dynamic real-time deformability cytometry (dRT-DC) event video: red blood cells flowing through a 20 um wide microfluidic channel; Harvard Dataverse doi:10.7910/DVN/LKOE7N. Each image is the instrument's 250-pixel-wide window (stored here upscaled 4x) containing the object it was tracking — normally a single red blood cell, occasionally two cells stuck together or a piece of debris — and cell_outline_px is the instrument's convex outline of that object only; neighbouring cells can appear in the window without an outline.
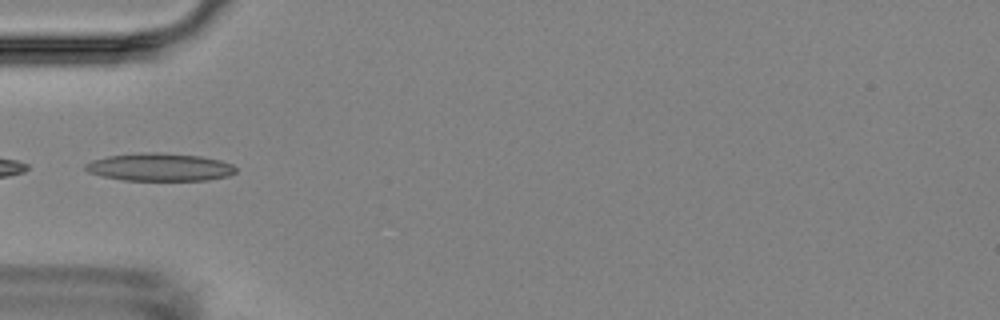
{"species": "Egyptian fruit bat (a non-hibernating species)", "species_latin": "Rousettus aegyptiacus", "temperature_condition": "room temperature", "stored_images_in_passage": 6, "camera_frame_rate_fps": 3000, "um_per_image_px": 0.085, "animal": {"sex": "female"}, "frame": {"image": 1, "passage_image": 4, "time_ms": 5.0, "image_size_px": [1000, 320], "cell_outline_px": [[236, 172], [228, 176], [208, 180], [124, 180], [104, 176], [88, 172], [84, 168], [84, 164], [92, 160], [108, 156], [140, 152], [160, 152], [200, 156], [220, 160], [232, 164], [236, 168]], "centroid_in_image_um": [13.58, 14.2], "position_along_channel_um": 71.4, "area_um2": 24.39}}
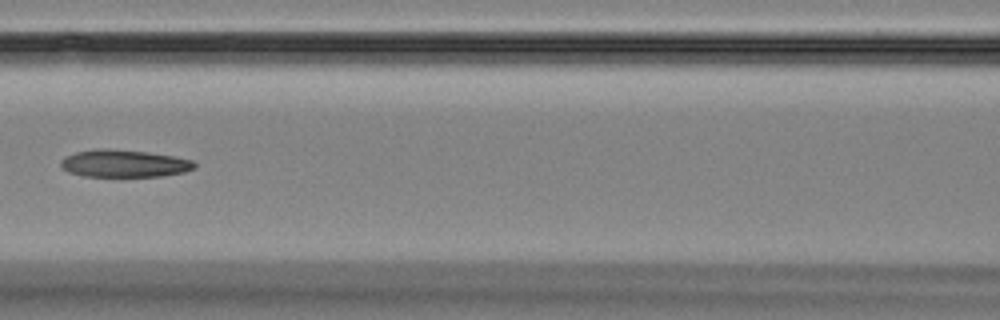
{"frame": {"image": 2, "passage_image": 6, "time_ms": 7.333, "image_size_px": [1000, 320], "cell_outline_px": [[196, 168], [184, 172], [160, 176], [84, 176], [68, 172], [60, 164], [60, 160], [64, 156], [76, 152], [96, 148], [104, 148], [144, 152], [172, 156], [192, 160], [196, 164]], "centroid_in_image_um": [10.52, 13.89], "position_along_channel_um": 156.1, "area_um2": 21.21}}